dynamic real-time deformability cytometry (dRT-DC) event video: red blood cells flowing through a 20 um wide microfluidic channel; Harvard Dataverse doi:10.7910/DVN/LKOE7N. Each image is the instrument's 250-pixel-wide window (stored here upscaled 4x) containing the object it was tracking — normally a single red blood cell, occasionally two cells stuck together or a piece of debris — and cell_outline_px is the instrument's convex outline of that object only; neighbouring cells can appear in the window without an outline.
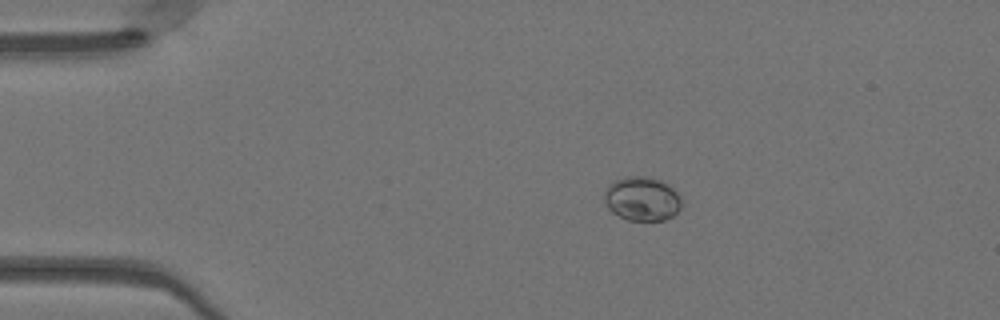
{"species": "Egyptian fruit bat (a non-hibernating species)", "species_latin": "Rousettus aegyptiacus", "temperature_condition": "warm", "stored_images_in_passage": 47, "camera_frame_rate_fps": 3000, "um_per_image_px": 0.085, "animal": {"sex": "female"}, "frame": {"image": 1, "passage_image": 7, "time_ms": 2.0, "image_size_px": [1000, 320], "cell_outline_px": [[680, 208], [672, 216], [664, 220], [628, 220], [612, 212], [604, 204], [604, 188], [608, 184], [616, 180], [628, 176], [644, 176], [660, 180], [668, 184], [680, 196]], "centroid_in_image_um": [54.53, 16.89], "position_along_channel_um": 30.5, "area_um2": 19.83}}
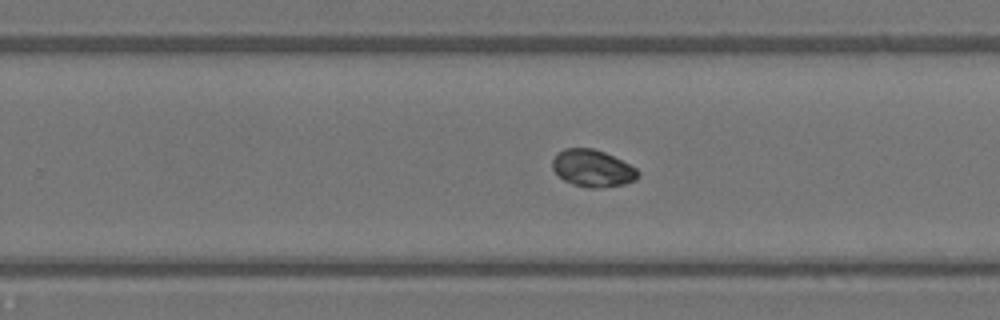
{"frame": {"image": 2, "passage_image": 29, "time_ms": 9.333, "image_size_px": [1000, 320], "cell_outline_px": [[640, 172], [636, 180], [624, 184], [596, 188], [588, 188], [572, 184], [564, 180], [552, 168], [552, 160], [556, 152], [564, 148], [592, 148], [604, 152], [636, 168]], "centroid_in_image_um": [50.34, 14.3], "position_along_channel_um": 279.5, "area_um2": 18.44}}
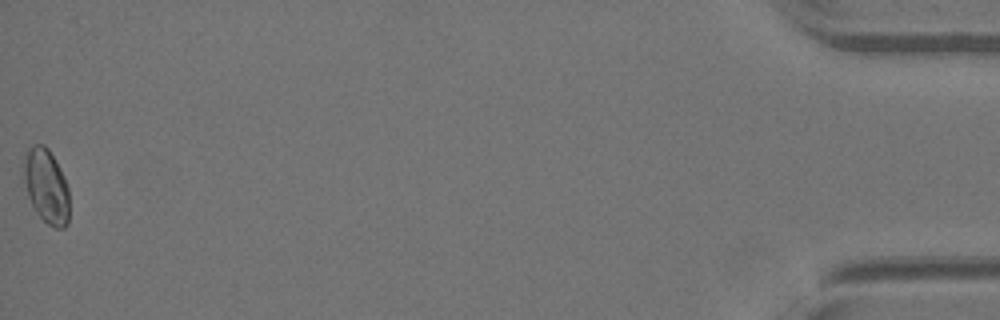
{"frame": {"image": 3, "passage_image": 47, "time_ms": 15.333, "image_size_px": [1000, 320], "cell_outline_px": [[68, 224], [64, 228], [56, 228], [48, 224], [40, 216], [32, 204], [28, 196], [24, 180], [24, 152], [32, 144], [44, 144], [48, 148], [60, 168], [64, 176], [68, 188]], "centroid_in_image_um": [3.93, 15.78], "position_along_channel_um": 431.3, "area_um2": 19.65}}